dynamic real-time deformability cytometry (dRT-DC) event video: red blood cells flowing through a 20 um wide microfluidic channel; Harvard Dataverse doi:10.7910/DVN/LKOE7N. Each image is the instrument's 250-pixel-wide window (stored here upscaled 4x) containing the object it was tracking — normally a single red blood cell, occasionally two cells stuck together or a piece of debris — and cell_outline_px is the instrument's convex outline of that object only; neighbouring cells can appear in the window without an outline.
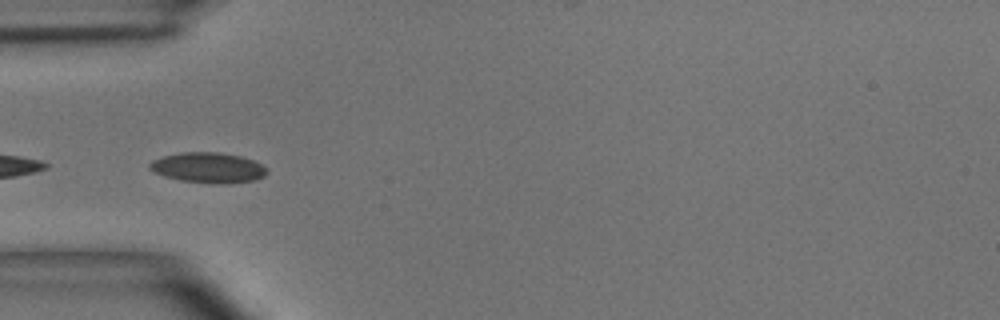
{"species": "common noctule bat (a hibernating species)", "species_latin": "Nyctalus noctula", "temperature_condition": "room temperature", "stored_images_in_passage": 36, "camera_frame_rate_fps": 3000, "um_per_image_px": 0.085, "animal": {"sex": "male", "body_mass_g": 15.6}, "frame": {"image": 1, "passage_image": 1, "time_ms": 0.0, "image_size_px": [1000, 320], "cell_outline_px": [[268, 172], [264, 176], [256, 180], [224, 184], [212, 184], [180, 180], [164, 176], [148, 168], [148, 164], [152, 160], [164, 156], [180, 152], [220, 152], [240, 156], [252, 160], [268, 168]], "centroid_in_image_um": [17.7, 14.26], "position_along_channel_um": 67.3, "area_um2": 20.87}}
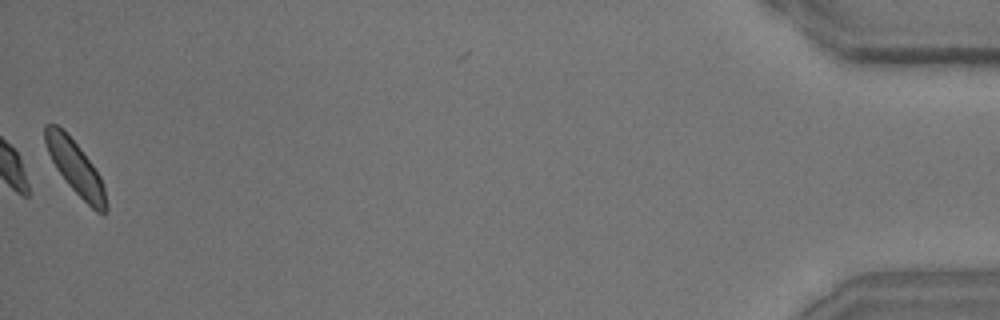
{"frame": {"image": 2, "passage_image": 36, "time_ms": 11.667, "image_size_px": [1000, 320], "cell_outline_px": [[108, 212], [104, 216], [96, 212], [68, 184], [56, 168], [48, 152], [44, 140], [44, 124], [56, 124], [80, 148], [92, 164], [100, 176], [104, 188], [108, 208]], "centroid_in_image_um": [6.43, 14.29], "position_along_channel_um": 428.8, "area_um2": 18.67}, "authors_computed_cell_mechanics": {"area_um2": 19.1029, "velocity_mm_per_s": 3.8948, "shape_relaxation_time_tau1_ms": 2.8196, "shape_relaxation_time_tau2_ms": 1.4712, "deformation_change_tau1": 0.0658, "deformation_change_tau2": 0.0664}}